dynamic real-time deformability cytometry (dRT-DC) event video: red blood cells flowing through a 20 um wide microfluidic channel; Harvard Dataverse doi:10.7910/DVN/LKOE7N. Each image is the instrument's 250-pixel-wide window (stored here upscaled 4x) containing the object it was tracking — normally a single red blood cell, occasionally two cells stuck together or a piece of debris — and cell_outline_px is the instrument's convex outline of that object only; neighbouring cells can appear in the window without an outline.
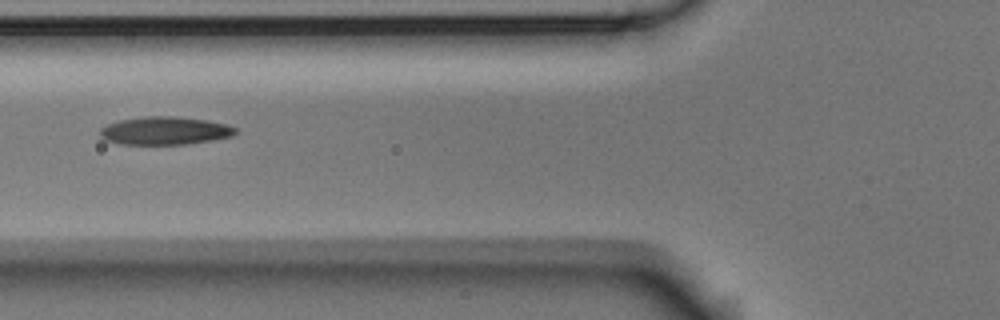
{"species": "Egyptian fruit bat (a non-hibernating species)", "species_latin": "Rousettus aegyptiacus", "temperature_condition": "room temperature", "stored_images_in_passage": 5, "camera_frame_rate_fps": 3000, "um_per_image_px": 0.085, "animal": {"sex": "male"}, "frame": {"image": 1, "passage_image": 5, "time_ms": 1.333, "image_size_px": [1000, 320], "cell_outline_px": [[236, 132], [232, 136], [188, 144], [120, 144], [104, 140], [100, 136], [100, 128], [108, 124], [120, 120], [144, 116], [172, 116], [208, 120], [228, 124], [236, 128]], "centroid_in_image_um": [14.0, 11.11], "position_along_channel_um": 111.8, "area_um2": 22.14}}